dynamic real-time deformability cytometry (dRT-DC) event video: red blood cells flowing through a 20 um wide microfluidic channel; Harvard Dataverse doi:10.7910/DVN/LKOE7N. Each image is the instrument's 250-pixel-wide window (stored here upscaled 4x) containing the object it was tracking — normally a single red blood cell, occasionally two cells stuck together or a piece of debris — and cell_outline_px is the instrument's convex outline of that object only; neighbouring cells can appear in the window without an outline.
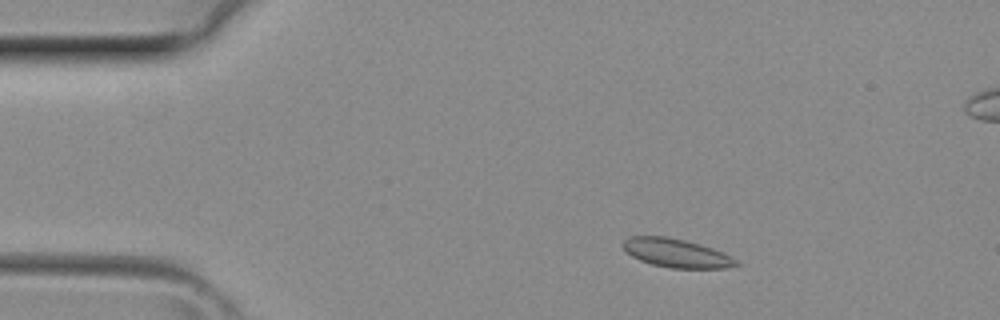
{"species": "common noctule bat (a hibernating species)", "species_latin": "Nyctalus noctula", "temperature_condition": "room temperature", "stored_images_in_passage": 39, "camera_frame_rate_fps": 3000, "um_per_image_px": 0.085, "animal": {"sex": "female", "body_mass_g": 29.2, "forearm_length_mm": 56.3}, "frame": {"image": 1, "passage_image": 5, "time_ms": 1.333, "image_size_px": [1000, 320], "cell_outline_px": [[740, 264], [728, 268], [668, 268], [652, 264], [640, 260], [624, 252], [620, 244], [624, 240], [632, 236], [668, 236], [700, 244], [724, 252], [732, 256]], "centroid_in_image_um": [57.47, 21.51], "position_along_channel_um": 27.5, "area_um2": 19.13}}
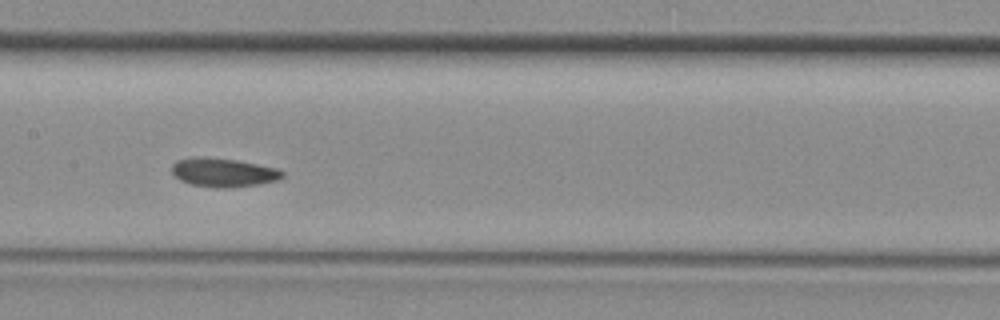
{"frame": {"image": 2, "passage_image": 18, "time_ms": 5.667, "image_size_px": [1000, 320], "cell_outline_px": [[284, 176], [280, 180], [256, 184], [228, 188], [216, 188], [192, 184], [180, 180], [172, 172], [172, 164], [176, 160], [192, 156], [204, 156], [236, 160], [276, 168], [284, 172]], "centroid_in_image_um": [18.96, 14.65], "position_along_channel_um": 188.4, "area_um2": 18.61}}
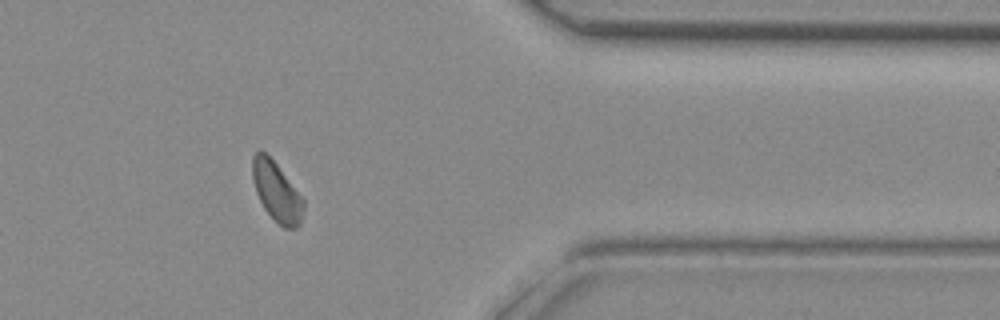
{"frame": {"image": 3, "passage_image": 31, "time_ms": 10.0, "image_size_px": [1000, 320], "cell_outline_px": [[304, 208], [300, 224], [296, 228], [284, 228], [264, 208], [256, 192], [252, 176], [252, 156], [260, 148], [276, 164], [304, 200]], "centroid_in_image_um": [23.5, 16.29], "position_along_channel_um": 387.9, "area_um2": 17.28}}